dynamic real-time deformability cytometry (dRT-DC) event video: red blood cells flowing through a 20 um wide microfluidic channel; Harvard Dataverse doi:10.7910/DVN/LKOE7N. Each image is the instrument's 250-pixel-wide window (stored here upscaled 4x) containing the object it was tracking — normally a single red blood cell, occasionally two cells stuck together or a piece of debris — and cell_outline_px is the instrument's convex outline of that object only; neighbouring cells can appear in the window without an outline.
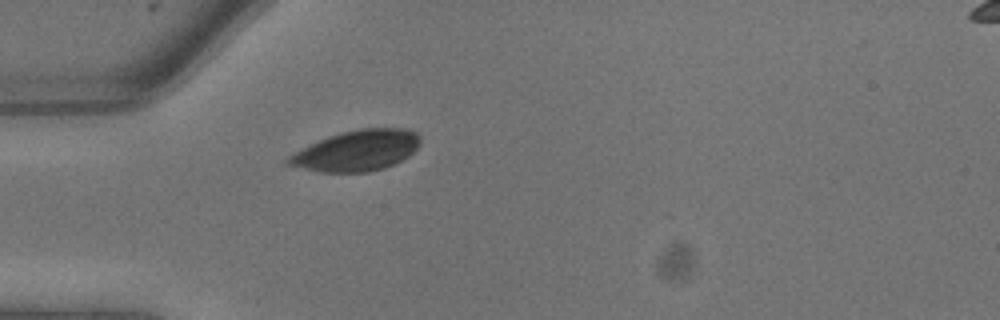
{"species": "common noctule bat (a hibernating species)", "species_latin": "Nyctalus noctula", "temperature_condition": "warm", "stored_images_in_passage": 7, "camera_frame_rate_fps": 3000, "um_per_image_px": 0.085, "animal": {"sex": "male", "body_mass_g": 13.3}, "frame": {"image": 1, "passage_image": 1, "time_ms": 0.0, "image_size_px": [1000, 320], "cell_outline_px": [[420, 144], [408, 156], [384, 168], [368, 172], [320, 172], [284, 164], [284, 160], [288, 156], [328, 136], [360, 128], [408, 128], [416, 132], [420, 136]], "centroid_in_image_um": [30.33, 12.8], "position_along_channel_um": 54.7, "area_um2": 31.04}}
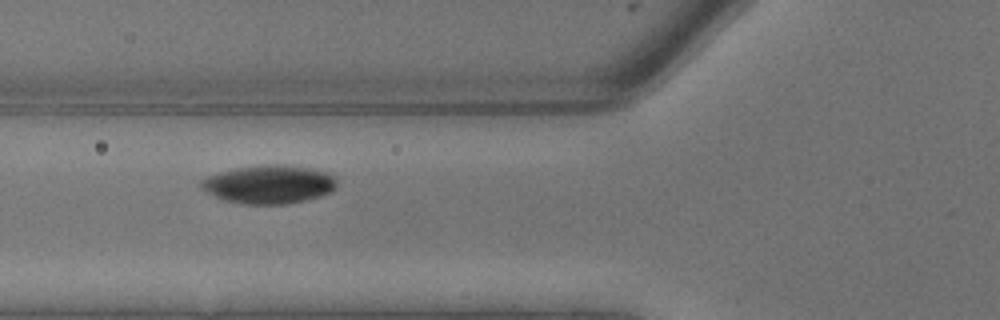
{"frame": {"image": 2, "passage_image": 3, "time_ms": 0.667, "image_size_px": [1000, 320], "cell_outline_px": [[336, 188], [332, 192], [320, 196], [288, 204], [244, 204], [224, 200], [200, 188], [200, 180], [208, 176], [220, 172], [236, 168], [260, 164], [284, 164], [308, 168], [328, 172], [336, 180]], "centroid_in_image_um": [22.87, 15.66], "position_along_channel_um": 102.9, "area_um2": 30.46}}